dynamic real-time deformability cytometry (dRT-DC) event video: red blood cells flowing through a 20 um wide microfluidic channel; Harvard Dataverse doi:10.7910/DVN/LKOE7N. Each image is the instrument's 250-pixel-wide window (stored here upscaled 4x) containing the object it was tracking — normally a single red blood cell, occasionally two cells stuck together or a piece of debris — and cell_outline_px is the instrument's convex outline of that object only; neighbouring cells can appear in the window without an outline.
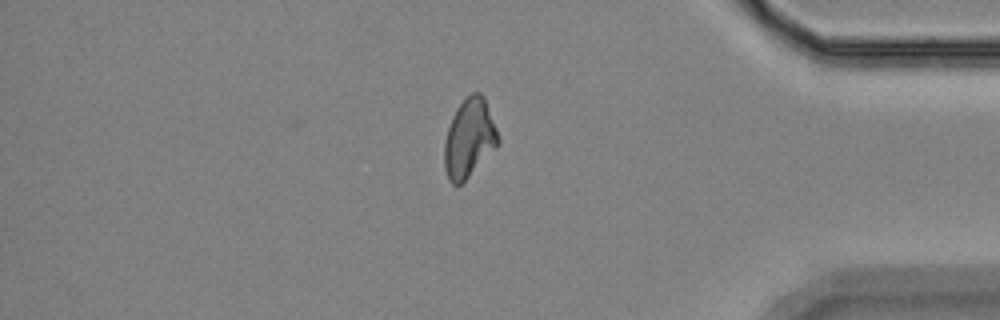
{"species": "Egyptian fruit bat (a non-hibernating species)", "species_latin": "Rousettus aegyptiacus", "temperature_condition": "room temperature", "stored_images_in_passage": 15, "segment_of_instrument_passage": [2, 2], "camera_frame_rate_fps": 3000, "um_per_image_px": 0.085, "animal": {"sex": "female"}, "frame": {"image": 1, "passage_image": 15, "time_ms": 18.0, "image_size_px": [1000, 320], "cell_outline_px": [[500, 144], [460, 184], [452, 184], [448, 180], [444, 168], [444, 144], [448, 128], [452, 116], [456, 108], [472, 92], [480, 92], [484, 96], [496, 128], [500, 140]], "centroid_in_image_um": [39.88, 11.74], "position_along_channel_um": 395.3, "area_um2": 24.45}}